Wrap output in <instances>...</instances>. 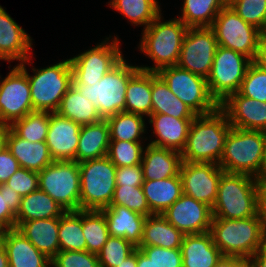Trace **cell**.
Wrapping results in <instances>:
<instances>
[{
  "label": "cell",
  "instance_id": "cell-12",
  "mask_svg": "<svg viewBox=\"0 0 266 267\" xmlns=\"http://www.w3.org/2000/svg\"><path fill=\"white\" fill-rule=\"evenodd\" d=\"M218 46L255 58L260 30L246 23L230 5L221 9L211 26Z\"/></svg>",
  "mask_w": 266,
  "mask_h": 267
},
{
  "label": "cell",
  "instance_id": "cell-14",
  "mask_svg": "<svg viewBox=\"0 0 266 267\" xmlns=\"http://www.w3.org/2000/svg\"><path fill=\"white\" fill-rule=\"evenodd\" d=\"M217 48L218 42L211 27L188 28L177 65L207 79Z\"/></svg>",
  "mask_w": 266,
  "mask_h": 267
},
{
  "label": "cell",
  "instance_id": "cell-22",
  "mask_svg": "<svg viewBox=\"0 0 266 267\" xmlns=\"http://www.w3.org/2000/svg\"><path fill=\"white\" fill-rule=\"evenodd\" d=\"M193 119L175 118L167 114H151L149 123L153 125V134L157 139L150 141L149 144L182 152Z\"/></svg>",
  "mask_w": 266,
  "mask_h": 267
},
{
  "label": "cell",
  "instance_id": "cell-47",
  "mask_svg": "<svg viewBox=\"0 0 266 267\" xmlns=\"http://www.w3.org/2000/svg\"><path fill=\"white\" fill-rule=\"evenodd\" d=\"M140 250L151 259L156 267H182L180 248L169 249L157 246H142Z\"/></svg>",
  "mask_w": 266,
  "mask_h": 267
},
{
  "label": "cell",
  "instance_id": "cell-18",
  "mask_svg": "<svg viewBox=\"0 0 266 267\" xmlns=\"http://www.w3.org/2000/svg\"><path fill=\"white\" fill-rule=\"evenodd\" d=\"M81 127L79 123L56 112H49V130L45 142L54 161H76Z\"/></svg>",
  "mask_w": 266,
  "mask_h": 267
},
{
  "label": "cell",
  "instance_id": "cell-62",
  "mask_svg": "<svg viewBox=\"0 0 266 267\" xmlns=\"http://www.w3.org/2000/svg\"><path fill=\"white\" fill-rule=\"evenodd\" d=\"M5 229L0 225V238L3 237Z\"/></svg>",
  "mask_w": 266,
  "mask_h": 267
},
{
  "label": "cell",
  "instance_id": "cell-29",
  "mask_svg": "<svg viewBox=\"0 0 266 267\" xmlns=\"http://www.w3.org/2000/svg\"><path fill=\"white\" fill-rule=\"evenodd\" d=\"M142 188L153 214H162L183 194L180 175L161 180H144Z\"/></svg>",
  "mask_w": 266,
  "mask_h": 267
},
{
  "label": "cell",
  "instance_id": "cell-21",
  "mask_svg": "<svg viewBox=\"0 0 266 267\" xmlns=\"http://www.w3.org/2000/svg\"><path fill=\"white\" fill-rule=\"evenodd\" d=\"M9 267H51V259L40 252L19 230H5L1 239Z\"/></svg>",
  "mask_w": 266,
  "mask_h": 267
},
{
  "label": "cell",
  "instance_id": "cell-2",
  "mask_svg": "<svg viewBox=\"0 0 266 267\" xmlns=\"http://www.w3.org/2000/svg\"><path fill=\"white\" fill-rule=\"evenodd\" d=\"M218 165L227 173L265 179L264 132L231 127Z\"/></svg>",
  "mask_w": 266,
  "mask_h": 267
},
{
  "label": "cell",
  "instance_id": "cell-25",
  "mask_svg": "<svg viewBox=\"0 0 266 267\" xmlns=\"http://www.w3.org/2000/svg\"><path fill=\"white\" fill-rule=\"evenodd\" d=\"M180 249L182 267H214L222 256L210 232L184 235Z\"/></svg>",
  "mask_w": 266,
  "mask_h": 267
},
{
  "label": "cell",
  "instance_id": "cell-27",
  "mask_svg": "<svg viewBox=\"0 0 266 267\" xmlns=\"http://www.w3.org/2000/svg\"><path fill=\"white\" fill-rule=\"evenodd\" d=\"M109 143L110 128L106 119L82 125L76 151V162L81 163L107 156Z\"/></svg>",
  "mask_w": 266,
  "mask_h": 267
},
{
  "label": "cell",
  "instance_id": "cell-45",
  "mask_svg": "<svg viewBox=\"0 0 266 267\" xmlns=\"http://www.w3.org/2000/svg\"><path fill=\"white\" fill-rule=\"evenodd\" d=\"M238 92L245 97L266 102V71L252 62Z\"/></svg>",
  "mask_w": 266,
  "mask_h": 267
},
{
  "label": "cell",
  "instance_id": "cell-16",
  "mask_svg": "<svg viewBox=\"0 0 266 267\" xmlns=\"http://www.w3.org/2000/svg\"><path fill=\"white\" fill-rule=\"evenodd\" d=\"M224 172L215 163L183 161L180 168L183 193L213 207L218 184Z\"/></svg>",
  "mask_w": 266,
  "mask_h": 267
},
{
  "label": "cell",
  "instance_id": "cell-5",
  "mask_svg": "<svg viewBox=\"0 0 266 267\" xmlns=\"http://www.w3.org/2000/svg\"><path fill=\"white\" fill-rule=\"evenodd\" d=\"M258 181L250 175L224 172L212 207L213 218L246 219L256 216Z\"/></svg>",
  "mask_w": 266,
  "mask_h": 267
},
{
  "label": "cell",
  "instance_id": "cell-35",
  "mask_svg": "<svg viewBox=\"0 0 266 267\" xmlns=\"http://www.w3.org/2000/svg\"><path fill=\"white\" fill-rule=\"evenodd\" d=\"M228 0H184L182 14L177 17L188 28L211 27Z\"/></svg>",
  "mask_w": 266,
  "mask_h": 267
},
{
  "label": "cell",
  "instance_id": "cell-31",
  "mask_svg": "<svg viewBox=\"0 0 266 267\" xmlns=\"http://www.w3.org/2000/svg\"><path fill=\"white\" fill-rule=\"evenodd\" d=\"M64 212L49 194L37 189L21 198L20 208L16 213V228L22 222L60 217Z\"/></svg>",
  "mask_w": 266,
  "mask_h": 267
},
{
  "label": "cell",
  "instance_id": "cell-51",
  "mask_svg": "<svg viewBox=\"0 0 266 267\" xmlns=\"http://www.w3.org/2000/svg\"><path fill=\"white\" fill-rule=\"evenodd\" d=\"M257 216L261 222L266 244V179H260L256 189Z\"/></svg>",
  "mask_w": 266,
  "mask_h": 267
},
{
  "label": "cell",
  "instance_id": "cell-23",
  "mask_svg": "<svg viewBox=\"0 0 266 267\" xmlns=\"http://www.w3.org/2000/svg\"><path fill=\"white\" fill-rule=\"evenodd\" d=\"M101 211L106 216L110 236L125 238L135 247L140 245L146 216L121 205H110Z\"/></svg>",
  "mask_w": 266,
  "mask_h": 267
},
{
  "label": "cell",
  "instance_id": "cell-52",
  "mask_svg": "<svg viewBox=\"0 0 266 267\" xmlns=\"http://www.w3.org/2000/svg\"><path fill=\"white\" fill-rule=\"evenodd\" d=\"M0 225L5 229L16 228V214L9 208L6 191L0 186Z\"/></svg>",
  "mask_w": 266,
  "mask_h": 267
},
{
  "label": "cell",
  "instance_id": "cell-44",
  "mask_svg": "<svg viewBox=\"0 0 266 267\" xmlns=\"http://www.w3.org/2000/svg\"><path fill=\"white\" fill-rule=\"evenodd\" d=\"M234 11L261 32L266 30V0H228Z\"/></svg>",
  "mask_w": 266,
  "mask_h": 267
},
{
  "label": "cell",
  "instance_id": "cell-20",
  "mask_svg": "<svg viewBox=\"0 0 266 267\" xmlns=\"http://www.w3.org/2000/svg\"><path fill=\"white\" fill-rule=\"evenodd\" d=\"M32 39L0 6V60L20 63L31 58Z\"/></svg>",
  "mask_w": 266,
  "mask_h": 267
},
{
  "label": "cell",
  "instance_id": "cell-37",
  "mask_svg": "<svg viewBox=\"0 0 266 267\" xmlns=\"http://www.w3.org/2000/svg\"><path fill=\"white\" fill-rule=\"evenodd\" d=\"M110 7L129 19L133 25L146 29L160 14L156 0H111Z\"/></svg>",
  "mask_w": 266,
  "mask_h": 267
},
{
  "label": "cell",
  "instance_id": "cell-13",
  "mask_svg": "<svg viewBox=\"0 0 266 267\" xmlns=\"http://www.w3.org/2000/svg\"><path fill=\"white\" fill-rule=\"evenodd\" d=\"M105 39L93 48L70 58L73 81L77 85L91 86L100 81L124 58L120 51L118 38L114 36L112 42L108 37Z\"/></svg>",
  "mask_w": 266,
  "mask_h": 267
},
{
  "label": "cell",
  "instance_id": "cell-49",
  "mask_svg": "<svg viewBox=\"0 0 266 267\" xmlns=\"http://www.w3.org/2000/svg\"><path fill=\"white\" fill-rule=\"evenodd\" d=\"M116 185L139 187L144 183L141 164L116 167Z\"/></svg>",
  "mask_w": 266,
  "mask_h": 267
},
{
  "label": "cell",
  "instance_id": "cell-34",
  "mask_svg": "<svg viewBox=\"0 0 266 267\" xmlns=\"http://www.w3.org/2000/svg\"><path fill=\"white\" fill-rule=\"evenodd\" d=\"M56 113L80 125L96 123L103 119L96 106L83 97L73 85L62 97Z\"/></svg>",
  "mask_w": 266,
  "mask_h": 267
},
{
  "label": "cell",
  "instance_id": "cell-53",
  "mask_svg": "<svg viewBox=\"0 0 266 267\" xmlns=\"http://www.w3.org/2000/svg\"><path fill=\"white\" fill-rule=\"evenodd\" d=\"M255 65L266 71V32H260L255 58L252 61Z\"/></svg>",
  "mask_w": 266,
  "mask_h": 267
},
{
  "label": "cell",
  "instance_id": "cell-3",
  "mask_svg": "<svg viewBox=\"0 0 266 267\" xmlns=\"http://www.w3.org/2000/svg\"><path fill=\"white\" fill-rule=\"evenodd\" d=\"M161 14L143 29L140 50L154 61V66H138L144 71L158 72L161 68L177 65L183 38L188 27L178 18L161 22Z\"/></svg>",
  "mask_w": 266,
  "mask_h": 267
},
{
  "label": "cell",
  "instance_id": "cell-42",
  "mask_svg": "<svg viewBox=\"0 0 266 267\" xmlns=\"http://www.w3.org/2000/svg\"><path fill=\"white\" fill-rule=\"evenodd\" d=\"M137 247L125 238L109 236L107 242L97 253L100 267H117L131 255Z\"/></svg>",
  "mask_w": 266,
  "mask_h": 267
},
{
  "label": "cell",
  "instance_id": "cell-17",
  "mask_svg": "<svg viewBox=\"0 0 266 267\" xmlns=\"http://www.w3.org/2000/svg\"><path fill=\"white\" fill-rule=\"evenodd\" d=\"M162 216L184 235L209 232L213 219L212 207L184 193Z\"/></svg>",
  "mask_w": 266,
  "mask_h": 267
},
{
  "label": "cell",
  "instance_id": "cell-19",
  "mask_svg": "<svg viewBox=\"0 0 266 267\" xmlns=\"http://www.w3.org/2000/svg\"><path fill=\"white\" fill-rule=\"evenodd\" d=\"M219 107L227 114L232 127L243 130L266 131V102L241 95H230Z\"/></svg>",
  "mask_w": 266,
  "mask_h": 267
},
{
  "label": "cell",
  "instance_id": "cell-48",
  "mask_svg": "<svg viewBox=\"0 0 266 267\" xmlns=\"http://www.w3.org/2000/svg\"><path fill=\"white\" fill-rule=\"evenodd\" d=\"M19 195L26 196L39 189L38 172L19 168L6 182Z\"/></svg>",
  "mask_w": 266,
  "mask_h": 267
},
{
  "label": "cell",
  "instance_id": "cell-10",
  "mask_svg": "<svg viewBox=\"0 0 266 267\" xmlns=\"http://www.w3.org/2000/svg\"><path fill=\"white\" fill-rule=\"evenodd\" d=\"M39 189L66 211L80 210V168L76 161H53L38 172Z\"/></svg>",
  "mask_w": 266,
  "mask_h": 267
},
{
  "label": "cell",
  "instance_id": "cell-58",
  "mask_svg": "<svg viewBox=\"0 0 266 267\" xmlns=\"http://www.w3.org/2000/svg\"><path fill=\"white\" fill-rule=\"evenodd\" d=\"M10 130V125L0 123V152L7 146V137Z\"/></svg>",
  "mask_w": 266,
  "mask_h": 267
},
{
  "label": "cell",
  "instance_id": "cell-38",
  "mask_svg": "<svg viewBox=\"0 0 266 267\" xmlns=\"http://www.w3.org/2000/svg\"><path fill=\"white\" fill-rule=\"evenodd\" d=\"M143 117L125 111L107 117L110 140L142 141L140 138L146 130Z\"/></svg>",
  "mask_w": 266,
  "mask_h": 267
},
{
  "label": "cell",
  "instance_id": "cell-54",
  "mask_svg": "<svg viewBox=\"0 0 266 267\" xmlns=\"http://www.w3.org/2000/svg\"><path fill=\"white\" fill-rule=\"evenodd\" d=\"M249 259L239 256L222 255L214 267H248Z\"/></svg>",
  "mask_w": 266,
  "mask_h": 267
},
{
  "label": "cell",
  "instance_id": "cell-9",
  "mask_svg": "<svg viewBox=\"0 0 266 267\" xmlns=\"http://www.w3.org/2000/svg\"><path fill=\"white\" fill-rule=\"evenodd\" d=\"M251 63L252 60L245 55L218 46L207 77L209 93L218 105L239 91Z\"/></svg>",
  "mask_w": 266,
  "mask_h": 267
},
{
  "label": "cell",
  "instance_id": "cell-50",
  "mask_svg": "<svg viewBox=\"0 0 266 267\" xmlns=\"http://www.w3.org/2000/svg\"><path fill=\"white\" fill-rule=\"evenodd\" d=\"M19 168V162L7 147L0 152V184L5 183Z\"/></svg>",
  "mask_w": 266,
  "mask_h": 267
},
{
  "label": "cell",
  "instance_id": "cell-26",
  "mask_svg": "<svg viewBox=\"0 0 266 267\" xmlns=\"http://www.w3.org/2000/svg\"><path fill=\"white\" fill-rule=\"evenodd\" d=\"M7 149L17 159L21 168L41 172L53 163L45 141L30 142L17 136L11 129L7 137Z\"/></svg>",
  "mask_w": 266,
  "mask_h": 267
},
{
  "label": "cell",
  "instance_id": "cell-41",
  "mask_svg": "<svg viewBox=\"0 0 266 267\" xmlns=\"http://www.w3.org/2000/svg\"><path fill=\"white\" fill-rule=\"evenodd\" d=\"M140 142L110 140L107 157L116 167L141 164L145 148Z\"/></svg>",
  "mask_w": 266,
  "mask_h": 267
},
{
  "label": "cell",
  "instance_id": "cell-33",
  "mask_svg": "<svg viewBox=\"0 0 266 267\" xmlns=\"http://www.w3.org/2000/svg\"><path fill=\"white\" fill-rule=\"evenodd\" d=\"M152 114H167L175 118H195L197 115L169 89L157 72H152Z\"/></svg>",
  "mask_w": 266,
  "mask_h": 267
},
{
  "label": "cell",
  "instance_id": "cell-15",
  "mask_svg": "<svg viewBox=\"0 0 266 267\" xmlns=\"http://www.w3.org/2000/svg\"><path fill=\"white\" fill-rule=\"evenodd\" d=\"M31 112L34 110L28 77L16 65L0 80V123L11 125Z\"/></svg>",
  "mask_w": 266,
  "mask_h": 267
},
{
  "label": "cell",
  "instance_id": "cell-32",
  "mask_svg": "<svg viewBox=\"0 0 266 267\" xmlns=\"http://www.w3.org/2000/svg\"><path fill=\"white\" fill-rule=\"evenodd\" d=\"M152 71L139 69L128 82L125 112L149 117L152 114Z\"/></svg>",
  "mask_w": 266,
  "mask_h": 267
},
{
  "label": "cell",
  "instance_id": "cell-60",
  "mask_svg": "<svg viewBox=\"0 0 266 267\" xmlns=\"http://www.w3.org/2000/svg\"><path fill=\"white\" fill-rule=\"evenodd\" d=\"M0 267H9L7 253L2 245H0Z\"/></svg>",
  "mask_w": 266,
  "mask_h": 267
},
{
  "label": "cell",
  "instance_id": "cell-61",
  "mask_svg": "<svg viewBox=\"0 0 266 267\" xmlns=\"http://www.w3.org/2000/svg\"><path fill=\"white\" fill-rule=\"evenodd\" d=\"M264 137H265V179H266V131H264Z\"/></svg>",
  "mask_w": 266,
  "mask_h": 267
},
{
  "label": "cell",
  "instance_id": "cell-39",
  "mask_svg": "<svg viewBox=\"0 0 266 267\" xmlns=\"http://www.w3.org/2000/svg\"><path fill=\"white\" fill-rule=\"evenodd\" d=\"M82 231L86 250L95 254L102 249L110 236L106 216L98 210H82Z\"/></svg>",
  "mask_w": 266,
  "mask_h": 267
},
{
  "label": "cell",
  "instance_id": "cell-30",
  "mask_svg": "<svg viewBox=\"0 0 266 267\" xmlns=\"http://www.w3.org/2000/svg\"><path fill=\"white\" fill-rule=\"evenodd\" d=\"M184 234L169 223L162 214L147 216L143 225L142 246H157L162 248H181Z\"/></svg>",
  "mask_w": 266,
  "mask_h": 267
},
{
  "label": "cell",
  "instance_id": "cell-40",
  "mask_svg": "<svg viewBox=\"0 0 266 267\" xmlns=\"http://www.w3.org/2000/svg\"><path fill=\"white\" fill-rule=\"evenodd\" d=\"M10 129L30 142L46 141L49 130V112L34 111L14 121Z\"/></svg>",
  "mask_w": 266,
  "mask_h": 267
},
{
  "label": "cell",
  "instance_id": "cell-59",
  "mask_svg": "<svg viewBox=\"0 0 266 267\" xmlns=\"http://www.w3.org/2000/svg\"><path fill=\"white\" fill-rule=\"evenodd\" d=\"M117 267H137V248L136 250L129 255L126 259L123 260Z\"/></svg>",
  "mask_w": 266,
  "mask_h": 267
},
{
  "label": "cell",
  "instance_id": "cell-4",
  "mask_svg": "<svg viewBox=\"0 0 266 267\" xmlns=\"http://www.w3.org/2000/svg\"><path fill=\"white\" fill-rule=\"evenodd\" d=\"M209 232L222 255L250 259L266 245L257 215L246 219L213 218Z\"/></svg>",
  "mask_w": 266,
  "mask_h": 267
},
{
  "label": "cell",
  "instance_id": "cell-56",
  "mask_svg": "<svg viewBox=\"0 0 266 267\" xmlns=\"http://www.w3.org/2000/svg\"><path fill=\"white\" fill-rule=\"evenodd\" d=\"M249 265L251 267H266V245L252 255L249 259Z\"/></svg>",
  "mask_w": 266,
  "mask_h": 267
},
{
  "label": "cell",
  "instance_id": "cell-55",
  "mask_svg": "<svg viewBox=\"0 0 266 267\" xmlns=\"http://www.w3.org/2000/svg\"><path fill=\"white\" fill-rule=\"evenodd\" d=\"M0 186L6 191V199L9 208L16 214L20 208L22 196L5 183L0 184Z\"/></svg>",
  "mask_w": 266,
  "mask_h": 267
},
{
  "label": "cell",
  "instance_id": "cell-6",
  "mask_svg": "<svg viewBox=\"0 0 266 267\" xmlns=\"http://www.w3.org/2000/svg\"><path fill=\"white\" fill-rule=\"evenodd\" d=\"M30 58L17 64L28 77L31 92V101L34 111H57L62 97L66 94L73 82V72L70 59L60 61L45 68H32L34 75H29L26 63Z\"/></svg>",
  "mask_w": 266,
  "mask_h": 267
},
{
  "label": "cell",
  "instance_id": "cell-57",
  "mask_svg": "<svg viewBox=\"0 0 266 267\" xmlns=\"http://www.w3.org/2000/svg\"><path fill=\"white\" fill-rule=\"evenodd\" d=\"M137 267H156L151 259L137 248Z\"/></svg>",
  "mask_w": 266,
  "mask_h": 267
},
{
  "label": "cell",
  "instance_id": "cell-8",
  "mask_svg": "<svg viewBox=\"0 0 266 267\" xmlns=\"http://www.w3.org/2000/svg\"><path fill=\"white\" fill-rule=\"evenodd\" d=\"M80 210L109 207L116 187V166L105 156L79 163Z\"/></svg>",
  "mask_w": 266,
  "mask_h": 267
},
{
  "label": "cell",
  "instance_id": "cell-24",
  "mask_svg": "<svg viewBox=\"0 0 266 267\" xmlns=\"http://www.w3.org/2000/svg\"><path fill=\"white\" fill-rule=\"evenodd\" d=\"M181 152L147 144L142 156L144 180H161L180 175Z\"/></svg>",
  "mask_w": 266,
  "mask_h": 267
},
{
  "label": "cell",
  "instance_id": "cell-46",
  "mask_svg": "<svg viewBox=\"0 0 266 267\" xmlns=\"http://www.w3.org/2000/svg\"><path fill=\"white\" fill-rule=\"evenodd\" d=\"M51 267H100L98 256L86 251H59L51 259Z\"/></svg>",
  "mask_w": 266,
  "mask_h": 267
},
{
  "label": "cell",
  "instance_id": "cell-43",
  "mask_svg": "<svg viewBox=\"0 0 266 267\" xmlns=\"http://www.w3.org/2000/svg\"><path fill=\"white\" fill-rule=\"evenodd\" d=\"M110 205L125 206L129 210L138 212L146 217L154 215L148 206L142 186L116 185Z\"/></svg>",
  "mask_w": 266,
  "mask_h": 267
},
{
  "label": "cell",
  "instance_id": "cell-7",
  "mask_svg": "<svg viewBox=\"0 0 266 267\" xmlns=\"http://www.w3.org/2000/svg\"><path fill=\"white\" fill-rule=\"evenodd\" d=\"M139 70L123 58L114 68L108 71L100 81L93 85H72L97 108L103 119L125 111V96L129 79Z\"/></svg>",
  "mask_w": 266,
  "mask_h": 267
},
{
  "label": "cell",
  "instance_id": "cell-11",
  "mask_svg": "<svg viewBox=\"0 0 266 267\" xmlns=\"http://www.w3.org/2000/svg\"><path fill=\"white\" fill-rule=\"evenodd\" d=\"M157 74L168 85L170 91L196 115L212 113L219 107L209 93L206 78L178 65L161 68Z\"/></svg>",
  "mask_w": 266,
  "mask_h": 267
},
{
  "label": "cell",
  "instance_id": "cell-1",
  "mask_svg": "<svg viewBox=\"0 0 266 267\" xmlns=\"http://www.w3.org/2000/svg\"><path fill=\"white\" fill-rule=\"evenodd\" d=\"M231 127L227 114L220 107L212 113L197 115L181 152L182 161L219 164Z\"/></svg>",
  "mask_w": 266,
  "mask_h": 267
},
{
  "label": "cell",
  "instance_id": "cell-36",
  "mask_svg": "<svg viewBox=\"0 0 266 267\" xmlns=\"http://www.w3.org/2000/svg\"><path fill=\"white\" fill-rule=\"evenodd\" d=\"M60 251H86L82 231V210L66 211L59 217Z\"/></svg>",
  "mask_w": 266,
  "mask_h": 267
},
{
  "label": "cell",
  "instance_id": "cell-28",
  "mask_svg": "<svg viewBox=\"0 0 266 267\" xmlns=\"http://www.w3.org/2000/svg\"><path fill=\"white\" fill-rule=\"evenodd\" d=\"M16 229L49 259L60 251L59 217L22 222Z\"/></svg>",
  "mask_w": 266,
  "mask_h": 267
}]
</instances>
